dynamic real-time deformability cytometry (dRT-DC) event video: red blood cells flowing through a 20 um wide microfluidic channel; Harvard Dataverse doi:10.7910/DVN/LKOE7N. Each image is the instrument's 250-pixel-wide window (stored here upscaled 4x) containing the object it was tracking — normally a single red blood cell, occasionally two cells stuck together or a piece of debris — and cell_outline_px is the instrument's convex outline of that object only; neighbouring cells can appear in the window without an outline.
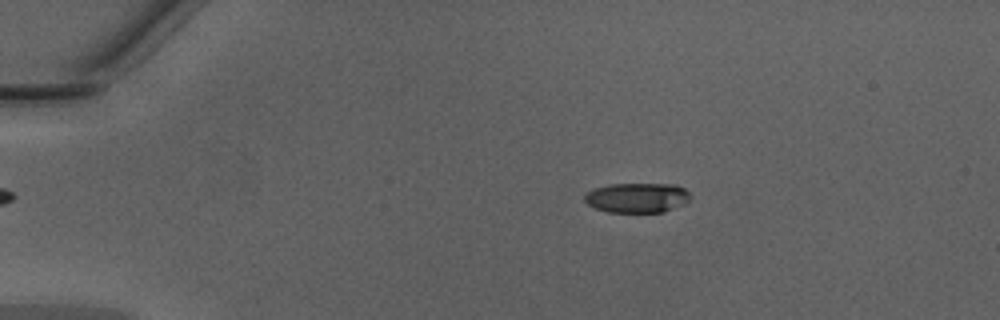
{"species": "Egyptian fruit bat (a non-hibernating species)", "species_latin": "Rousettus aegyptiacus", "temperature_condition": "warm", "stored_images_in_passage": 49, "camera_frame_rate_fps": 3000, "um_per_image_px": 0.085, "animal": {"sex": "male"}, "frame": {"image": 1, "passage_image": 10, "time_ms": 3.0, "image_size_px": [1000, 320], "cell_outline_px": [[692, 196], [684, 204], [664, 212], [608, 212], [596, 208], [588, 204], [584, 200], [584, 196], [588, 192], [596, 188], [612, 184], [676, 184], [684, 188]], "centroid_in_image_um": [54.19, 16.81], "position_along_channel_um": 30.8, "area_um2": 18.32}}
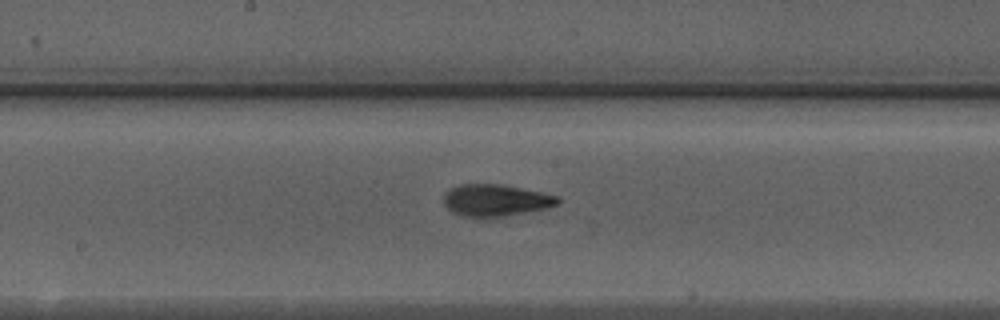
{"frame": {"image": 2, "passage_image": 27, "time_ms": 8.667, "image_size_px": [1000, 320], "cell_outline_px": [[560, 200], [556, 204], [548, 208], [504, 216], [460, 216], [452, 212], [444, 204], [444, 192], [448, 188], [460, 184], [504, 184], [560, 196]], "centroid_in_image_um": [42.12, 17.0], "position_along_channel_um": 206.1, "area_um2": 21.21}}
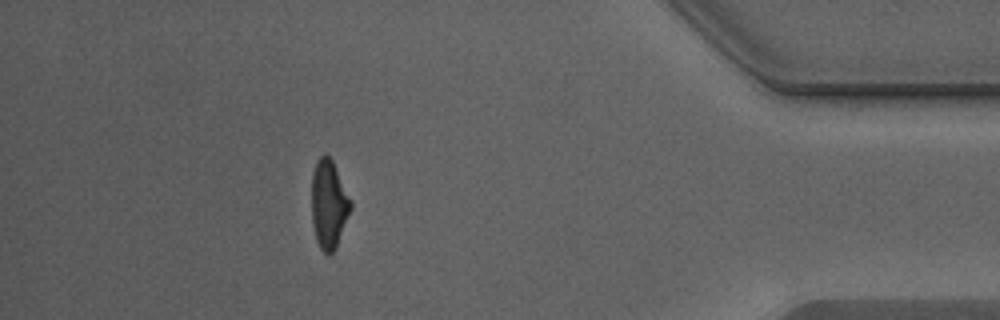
{"frame": {"image": 3, "passage_image": 44, "time_ms": 14.333, "image_size_px": [1000, 320], "cell_outline_px": [[352, 208], [336, 248], [328, 256], [320, 248], [316, 240], [312, 224], [312, 172], [316, 160], [320, 156], [328, 156], [332, 160], [352, 200]], "centroid_in_image_um": [27.95, 17.38], "position_along_channel_um": 407.2, "area_um2": 20.29}, "authors_computed_cell_mechanics": {"area_um2": 20.0566, "velocity_mm_per_s": 4.3267, "shape_relaxation_time_tau1_ms": 3.7427, "shape_relaxation_time_tau2_ms": 1.6536, "deformation_change_tau1": 0.1845, "deformation_change_tau2": 0.1013}}